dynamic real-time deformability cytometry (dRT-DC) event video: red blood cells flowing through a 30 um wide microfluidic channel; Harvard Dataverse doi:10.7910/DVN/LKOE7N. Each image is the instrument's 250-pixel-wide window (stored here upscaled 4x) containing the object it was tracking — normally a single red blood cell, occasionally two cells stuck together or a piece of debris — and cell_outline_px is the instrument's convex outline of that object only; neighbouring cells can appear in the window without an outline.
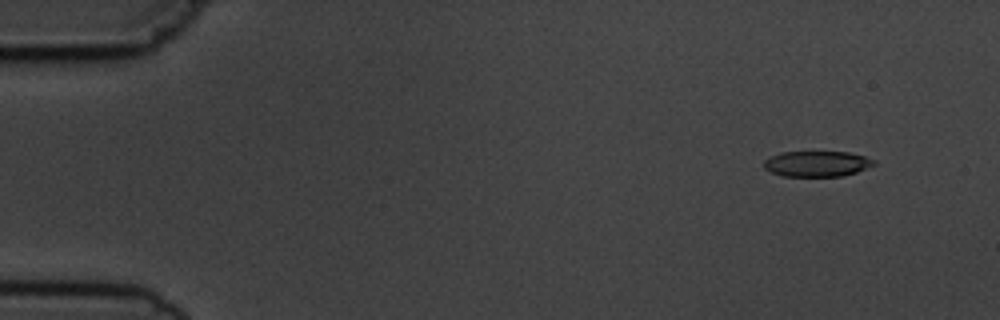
{"species": "common noctule bat (a hibernating species)", "species_latin": "Nyctalus noctula", "temperature_condition": "cold", "stored_images_in_passage": 8, "camera_frame_rate_fps": 3000, "um_per_image_px": 0.085, "animal": {"sex": "male", "body_mass_g": 19.5, "forearm_length_mm": 54.6}, "frame": {"image": 1, "passage_image": 2, "time_ms": 1.333, "image_size_px": [1000, 320], "cell_outline_px": [[876, 164], [856, 172], [844, 176], [784, 176], [772, 172], [764, 168], [764, 160], [780, 152], [848, 152], [864, 156], [876, 160]], "centroid_in_image_um": [69.46, 13.92], "position_along_channel_um": 15.5, "area_um2": 16.36}}
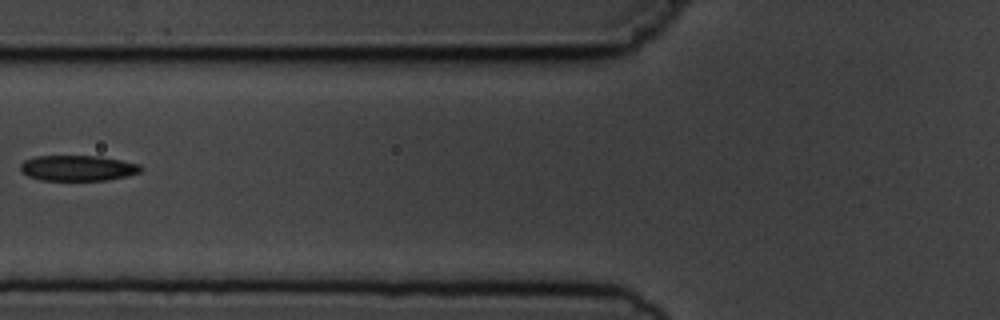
{"frame": {"image": 2, "passage_image": 7, "time_ms": 7.0, "image_size_px": [1000, 320], "cell_outline_px": [[144, 168], [140, 172], [128, 176], [108, 180], [40, 180], [28, 176], [20, 168], [20, 164], [24, 160], [36, 156], [100, 156], [140, 164]], "centroid_in_image_um": [6.64, 14.29], "position_along_channel_um": 119.2, "area_um2": 17.98}}
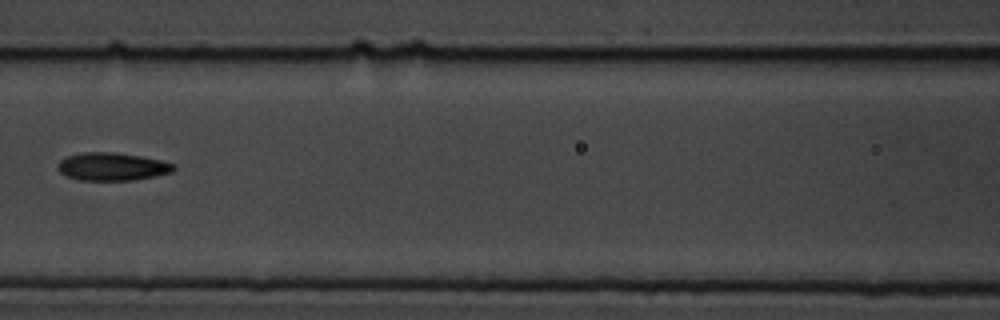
{"frame": {"image": 3, "passage_image": 8, "time_ms": 8.0, "image_size_px": [1000, 320], "cell_outline_px": [[176, 168], [172, 172], [156, 176], [136, 180], [80, 180], [68, 176], [60, 172], [60, 160], [68, 156], [84, 152], [112, 152], [140, 156], [160, 160], [176, 164]], "centroid_in_image_um": [9.6, 14.16], "position_along_channel_um": 157.0, "area_um2": 18.67}}